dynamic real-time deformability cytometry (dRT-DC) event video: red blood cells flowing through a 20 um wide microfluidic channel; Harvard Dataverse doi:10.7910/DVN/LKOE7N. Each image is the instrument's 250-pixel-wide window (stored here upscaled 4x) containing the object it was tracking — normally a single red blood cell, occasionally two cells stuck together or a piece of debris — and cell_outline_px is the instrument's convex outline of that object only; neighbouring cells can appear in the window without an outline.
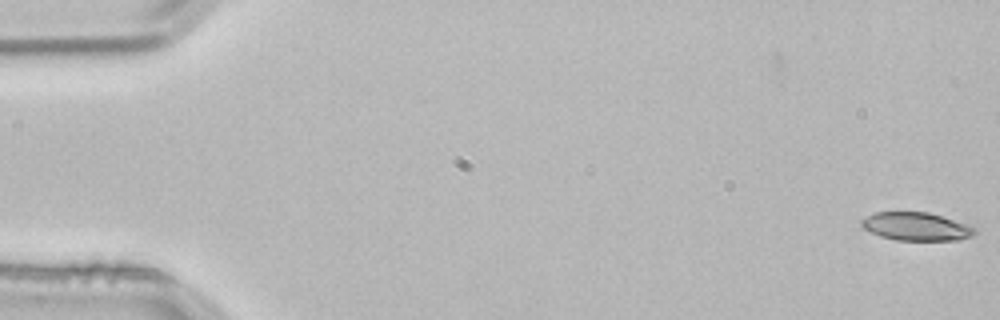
{"species": "common noctule bat (a hibernating species)", "species_latin": "Nyctalus noctula", "temperature_condition": "room temperature", "stored_images_in_passage": 5, "camera_frame_rate_fps": 3000, "um_per_image_px": 0.085, "animal": {"sex": "male", "body_mass_g": 21.5, "forearm_length_mm": 52.0}, "frame": {"image": 1, "passage_image": 1, "time_ms": 0.0, "image_size_px": [1000, 320], "cell_outline_px": [[976, 232], [972, 236], [960, 240], [896, 240], [880, 236], [864, 228], [860, 224], [860, 220], [864, 216], [872, 212], [928, 212], [968, 224]], "centroid_in_image_um": [77.84, 19.24], "position_along_channel_um": 7.2, "area_um2": 18.61}}
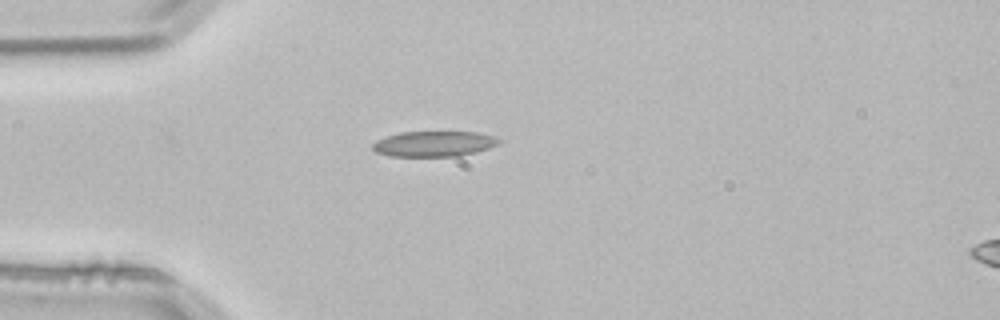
{"frame": {"image": 2, "passage_image": 5, "time_ms": 1.333, "image_size_px": [1000, 320], "cell_outline_px": [[500, 144], [476, 152], [460, 156], [388, 156], [376, 152], [372, 148], [372, 144], [376, 140], [400, 132], [476, 132], [492, 136], [500, 140]], "centroid_in_image_um": [36.87, 12.23], "position_along_channel_um": 48.1, "area_um2": 18.67}}